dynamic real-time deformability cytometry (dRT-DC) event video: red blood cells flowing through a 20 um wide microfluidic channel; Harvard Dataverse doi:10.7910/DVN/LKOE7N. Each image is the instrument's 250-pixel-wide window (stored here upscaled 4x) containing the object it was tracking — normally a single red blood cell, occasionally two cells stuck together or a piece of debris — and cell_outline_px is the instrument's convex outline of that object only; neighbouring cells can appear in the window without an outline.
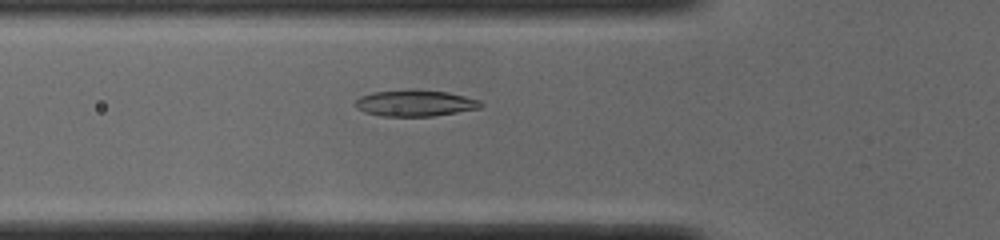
{"species": "common noctule bat (a hibernating species)", "species_latin": "Nyctalus noctula", "temperature_condition": "cold", "stored_images_in_passage": 43, "camera_frame_rate_fps": 3000, "um_per_image_px": 0.085, "animal": {"sex": "male", "body_mass_g": 19.0, "forearm_length_mm": 50.8}, "frame": {"image": 1, "passage_image": 9, "time_ms": 2.667, "image_size_px": [1000, 240], "cell_outline_px": [[484, 104], [480, 108], [432, 116], [380, 116], [364, 112], [356, 108], [356, 100], [360, 96], [372, 92], [408, 88], [412, 88], [448, 92], [480, 100]], "centroid_in_image_um": [35.26, 8.74], "position_along_channel_um": 90.5, "area_um2": 19.54}}
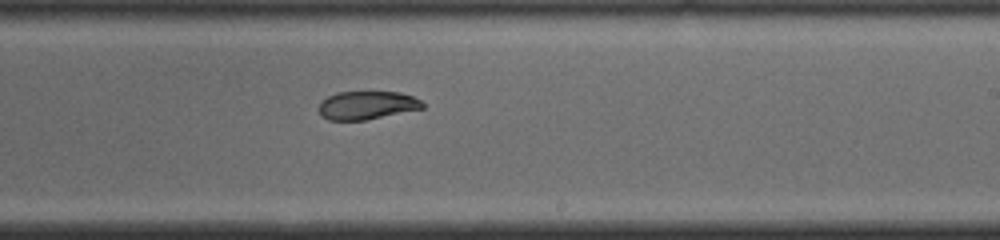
{"frame": {"image": 2, "passage_image": 22, "time_ms": 7.0, "image_size_px": [1000, 240], "cell_outline_px": [[424, 108], [364, 120], [328, 120], [320, 116], [320, 104], [328, 96], [336, 92], [400, 92], [412, 96], [420, 100], [424, 104]], "centroid_in_image_um": [31.19, 8.94], "position_along_channel_um": 257.8, "area_um2": 16.94}}
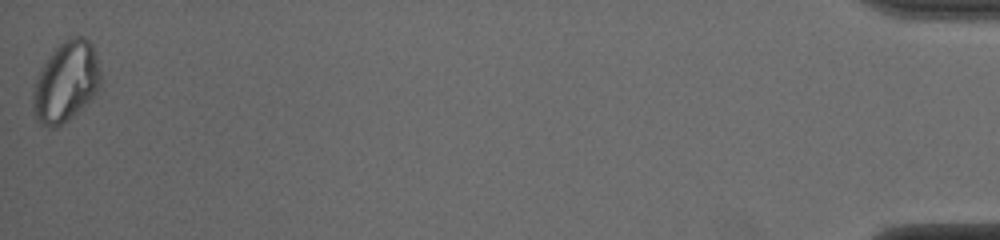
{"frame": {"image": 3, "passage_image": 43, "time_ms": 14.0, "image_size_px": [1000, 240], "cell_outline_px": [[100, 84], [92, 100], [56, 128], [52, 128], [40, 124], [36, 120], [32, 112], [32, 88], [40, 68], [52, 52], [64, 40], [72, 36], [84, 36], [92, 44], [96, 52], [100, 72]], "centroid_in_image_um": [5.59, 6.96], "position_along_channel_um": 429.6, "area_um2": 31.96}, "authors_computed_cell_mechanics": {"area_um2": 19.2474, "velocity_mm_per_s": 3.8639, "shape_relaxation_time_tau1_ms": 4.4982, "shape_relaxation_time_tau2_ms": 2.7354, "deformation_change_tau1": 0.1341, "deformation_change_tau2": 0.0509}}